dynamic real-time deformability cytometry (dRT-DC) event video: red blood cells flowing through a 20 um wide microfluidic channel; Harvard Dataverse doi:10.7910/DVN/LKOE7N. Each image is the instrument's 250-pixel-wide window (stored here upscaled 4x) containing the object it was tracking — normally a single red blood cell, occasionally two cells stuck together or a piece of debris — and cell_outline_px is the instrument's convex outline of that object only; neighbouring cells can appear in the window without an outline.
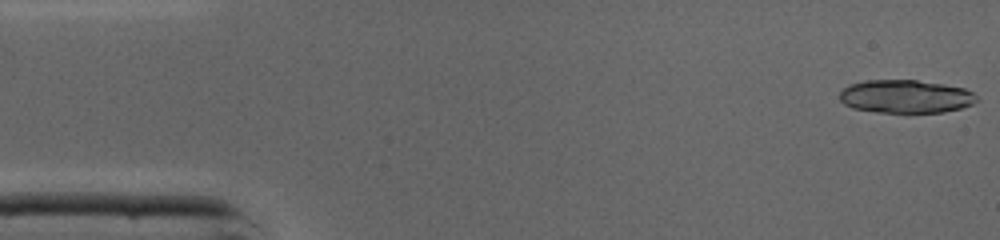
{"species": "common noctule bat (a hibernating species)", "species_latin": "Nyctalus noctula", "temperature_condition": "cold", "stored_images_in_passage": 45, "camera_frame_rate_fps": 3000, "um_per_image_px": 0.085, "animal": {"sex": "male", "body_mass_g": 19.0, "forearm_length_mm": 50.8}, "frame": {"image": 1, "passage_image": 1, "time_ms": 0.0, "image_size_px": [1000, 240], "cell_outline_px": [[980, 100], [972, 104], [960, 108], [944, 112], [876, 112], [852, 108], [844, 104], [840, 100], [840, 92], [848, 84], [864, 80], [916, 80], [944, 84], [964, 88], [972, 92]], "centroid_in_image_um": [76.97, 8.19], "position_along_channel_um": 8.0, "area_um2": 26.59}}
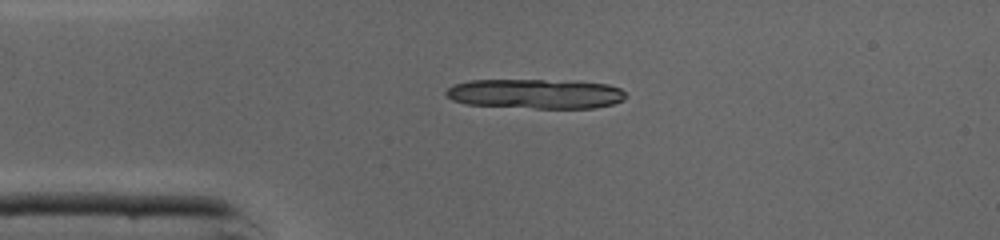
{"frame": {"image": 2, "passage_image": 10, "time_ms": 3.0, "image_size_px": [1000, 240], "cell_outline_px": [[628, 96], [624, 100], [612, 104], [596, 108], [536, 108], [464, 104], [452, 100], [444, 92], [452, 84], [468, 80], [576, 80], [608, 84], [620, 88]], "centroid_in_image_um": [45.55, 7.96], "position_along_channel_um": 39.5, "area_um2": 31.56}}
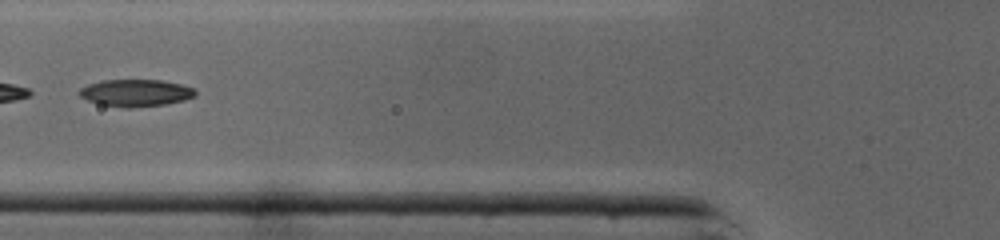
{"frame": {"image": 3, "passage_image": 17, "time_ms": 5.333, "image_size_px": [1000, 240], "cell_outline_px": [[196, 96], [184, 100], [164, 104], [128, 108], [100, 104], [88, 100], [80, 96], [76, 92], [80, 88], [88, 84], [104, 80], [160, 80], [180, 84], [196, 88]], "centroid_in_image_um": [11.54, 7.89], "position_along_channel_um": 114.3, "area_um2": 18.26}, "authors_computed_cell_mechanics": {"area_um2": 18.5538, "velocity_mm_per_s": 4.3882, "shape_relaxation_time_tau1_ms": 4.9798, "shape_relaxation_time_tau2_ms": 4.61, "deformation_change_tau1": 0.1466, "deformation_change_tau2": 0.1333}}